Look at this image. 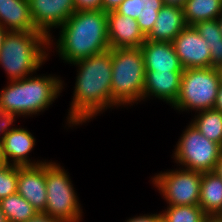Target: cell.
<instances>
[{
    "instance_id": "cell-10",
    "label": "cell",
    "mask_w": 222,
    "mask_h": 222,
    "mask_svg": "<svg viewBox=\"0 0 222 222\" xmlns=\"http://www.w3.org/2000/svg\"><path fill=\"white\" fill-rule=\"evenodd\" d=\"M32 21L51 41L50 28L63 25L75 12L74 0H28ZM49 30V31H48Z\"/></svg>"
},
{
    "instance_id": "cell-4",
    "label": "cell",
    "mask_w": 222,
    "mask_h": 222,
    "mask_svg": "<svg viewBox=\"0 0 222 222\" xmlns=\"http://www.w3.org/2000/svg\"><path fill=\"white\" fill-rule=\"evenodd\" d=\"M51 42L41 31H8L0 48V65L10 81H16L36 71L47 59ZM46 46V47H45Z\"/></svg>"
},
{
    "instance_id": "cell-38",
    "label": "cell",
    "mask_w": 222,
    "mask_h": 222,
    "mask_svg": "<svg viewBox=\"0 0 222 222\" xmlns=\"http://www.w3.org/2000/svg\"><path fill=\"white\" fill-rule=\"evenodd\" d=\"M0 222H8L7 217L1 210V207H0Z\"/></svg>"
},
{
    "instance_id": "cell-36",
    "label": "cell",
    "mask_w": 222,
    "mask_h": 222,
    "mask_svg": "<svg viewBox=\"0 0 222 222\" xmlns=\"http://www.w3.org/2000/svg\"><path fill=\"white\" fill-rule=\"evenodd\" d=\"M7 30L6 29H4L1 25H0V48L2 47V45H3V41H4V38H5V36H6V34H7Z\"/></svg>"
},
{
    "instance_id": "cell-8",
    "label": "cell",
    "mask_w": 222,
    "mask_h": 222,
    "mask_svg": "<svg viewBox=\"0 0 222 222\" xmlns=\"http://www.w3.org/2000/svg\"><path fill=\"white\" fill-rule=\"evenodd\" d=\"M175 149L174 159L187 170L212 172L222 153V147L204 137L191 123L183 132Z\"/></svg>"
},
{
    "instance_id": "cell-1",
    "label": "cell",
    "mask_w": 222,
    "mask_h": 222,
    "mask_svg": "<svg viewBox=\"0 0 222 222\" xmlns=\"http://www.w3.org/2000/svg\"><path fill=\"white\" fill-rule=\"evenodd\" d=\"M73 64L78 65L79 71L67 122L79 125L114 106L111 103L112 52L109 49Z\"/></svg>"
},
{
    "instance_id": "cell-7",
    "label": "cell",
    "mask_w": 222,
    "mask_h": 222,
    "mask_svg": "<svg viewBox=\"0 0 222 222\" xmlns=\"http://www.w3.org/2000/svg\"><path fill=\"white\" fill-rule=\"evenodd\" d=\"M69 175L54 162H45L47 205L44 213L62 222H80L82 209Z\"/></svg>"
},
{
    "instance_id": "cell-9",
    "label": "cell",
    "mask_w": 222,
    "mask_h": 222,
    "mask_svg": "<svg viewBox=\"0 0 222 222\" xmlns=\"http://www.w3.org/2000/svg\"><path fill=\"white\" fill-rule=\"evenodd\" d=\"M152 180L169 206L199 204L201 172L187 169L171 170L154 176Z\"/></svg>"
},
{
    "instance_id": "cell-28",
    "label": "cell",
    "mask_w": 222,
    "mask_h": 222,
    "mask_svg": "<svg viewBox=\"0 0 222 222\" xmlns=\"http://www.w3.org/2000/svg\"><path fill=\"white\" fill-rule=\"evenodd\" d=\"M211 61V68H218L222 66V44L209 45Z\"/></svg>"
},
{
    "instance_id": "cell-23",
    "label": "cell",
    "mask_w": 222,
    "mask_h": 222,
    "mask_svg": "<svg viewBox=\"0 0 222 222\" xmlns=\"http://www.w3.org/2000/svg\"><path fill=\"white\" fill-rule=\"evenodd\" d=\"M0 207L8 222H27L38 213V210L19 193L1 199Z\"/></svg>"
},
{
    "instance_id": "cell-35",
    "label": "cell",
    "mask_w": 222,
    "mask_h": 222,
    "mask_svg": "<svg viewBox=\"0 0 222 222\" xmlns=\"http://www.w3.org/2000/svg\"><path fill=\"white\" fill-rule=\"evenodd\" d=\"M213 172L222 178V153L219 157V160L216 163V166Z\"/></svg>"
},
{
    "instance_id": "cell-5",
    "label": "cell",
    "mask_w": 222,
    "mask_h": 222,
    "mask_svg": "<svg viewBox=\"0 0 222 222\" xmlns=\"http://www.w3.org/2000/svg\"><path fill=\"white\" fill-rule=\"evenodd\" d=\"M110 51L112 52L111 103L114 106H121L143 100L146 71L141 49L117 48Z\"/></svg>"
},
{
    "instance_id": "cell-19",
    "label": "cell",
    "mask_w": 222,
    "mask_h": 222,
    "mask_svg": "<svg viewBox=\"0 0 222 222\" xmlns=\"http://www.w3.org/2000/svg\"><path fill=\"white\" fill-rule=\"evenodd\" d=\"M163 6V0H124L115 11L123 16L137 19L140 30L147 36L153 29Z\"/></svg>"
},
{
    "instance_id": "cell-22",
    "label": "cell",
    "mask_w": 222,
    "mask_h": 222,
    "mask_svg": "<svg viewBox=\"0 0 222 222\" xmlns=\"http://www.w3.org/2000/svg\"><path fill=\"white\" fill-rule=\"evenodd\" d=\"M191 123L199 132L222 147V112L216 109L199 111Z\"/></svg>"
},
{
    "instance_id": "cell-29",
    "label": "cell",
    "mask_w": 222,
    "mask_h": 222,
    "mask_svg": "<svg viewBox=\"0 0 222 222\" xmlns=\"http://www.w3.org/2000/svg\"><path fill=\"white\" fill-rule=\"evenodd\" d=\"M126 222H163L161 213L133 217Z\"/></svg>"
},
{
    "instance_id": "cell-15",
    "label": "cell",
    "mask_w": 222,
    "mask_h": 222,
    "mask_svg": "<svg viewBox=\"0 0 222 222\" xmlns=\"http://www.w3.org/2000/svg\"><path fill=\"white\" fill-rule=\"evenodd\" d=\"M144 58L145 71L183 72L179 57L172 42L145 40L140 46Z\"/></svg>"
},
{
    "instance_id": "cell-24",
    "label": "cell",
    "mask_w": 222,
    "mask_h": 222,
    "mask_svg": "<svg viewBox=\"0 0 222 222\" xmlns=\"http://www.w3.org/2000/svg\"><path fill=\"white\" fill-rule=\"evenodd\" d=\"M163 222H199L204 212L199 205L168 206L161 214Z\"/></svg>"
},
{
    "instance_id": "cell-17",
    "label": "cell",
    "mask_w": 222,
    "mask_h": 222,
    "mask_svg": "<svg viewBox=\"0 0 222 222\" xmlns=\"http://www.w3.org/2000/svg\"><path fill=\"white\" fill-rule=\"evenodd\" d=\"M182 72L146 71L144 99L155 96L174 104L180 93Z\"/></svg>"
},
{
    "instance_id": "cell-40",
    "label": "cell",
    "mask_w": 222,
    "mask_h": 222,
    "mask_svg": "<svg viewBox=\"0 0 222 222\" xmlns=\"http://www.w3.org/2000/svg\"><path fill=\"white\" fill-rule=\"evenodd\" d=\"M3 157H2V137H0V164H3Z\"/></svg>"
},
{
    "instance_id": "cell-33",
    "label": "cell",
    "mask_w": 222,
    "mask_h": 222,
    "mask_svg": "<svg viewBox=\"0 0 222 222\" xmlns=\"http://www.w3.org/2000/svg\"><path fill=\"white\" fill-rule=\"evenodd\" d=\"M214 109L222 112V85L219 86Z\"/></svg>"
},
{
    "instance_id": "cell-3",
    "label": "cell",
    "mask_w": 222,
    "mask_h": 222,
    "mask_svg": "<svg viewBox=\"0 0 222 222\" xmlns=\"http://www.w3.org/2000/svg\"><path fill=\"white\" fill-rule=\"evenodd\" d=\"M62 82L54 76H28L11 81L0 92V109L13 122L15 116L44 111L61 93Z\"/></svg>"
},
{
    "instance_id": "cell-2",
    "label": "cell",
    "mask_w": 222,
    "mask_h": 222,
    "mask_svg": "<svg viewBox=\"0 0 222 222\" xmlns=\"http://www.w3.org/2000/svg\"><path fill=\"white\" fill-rule=\"evenodd\" d=\"M60 28L57 48L65 62L73 64L110 49L103 10L76 11Z\"/></svg>"
},
{
    "instance_id": "cell-42",
    "label": "cell",
    "mask_w": 222,
    "mask_h": 222,
    "mask_svg": "<svg viewBox=\"0 0 222 222\" xmlns=\"http://www.w3.org/2000/svg\"><path fill=\"white\" fill-rule=\"evenodd\" d=\"M199 222H207V215H205Z\"/></svg>"
},
{
    "instance_id": "cell-11",
    "label": "cell",
    "mask_w": 222,
    "mask_h": 222,
    "mask_svg": "<svg viewBox=\"0 0 222 222\" xmlns=\"http://www.w3.org/2000/svg\"><path fill=\"white\" fill-rule=\"evenodd\" d=\"M172 43L184 69L210 67L209 46L194 26H186Z\"/></svg>"
},
{
    "instance_id": "cell-14",
    "label": "cell",
    "mask_w": 222,
    "mask_h": 222,
    "mask_svg": "<svg viewBox=\"0 0 222 222\" xmlns=\"http://www.w3.org/2000/svg\"><path fill=\"white\" fill-rule=\"evenodd\" d=\"M17 193L31 205L44 212L47 205L45 163L37 166H18Z\"/></svg>"
},
{
    "instance_id": "cell-27",
    "label": "cell",
    "mask_w": 222,
    "mask_h": 222,
    "mask_svg": "<svg viewBox=\"0 0 222 222\" xmlns=\"http://www.w3.org/2000/svg\"><path fill=\"white\" fill-rule=\"evenodd\" d=\"M76 11L102 10V0H74Z\"/></svg>"
},
{
    "instance_id": "cell-13",
    "label": "cell",
    "mask_w": 222,
    "mask_h": 222,
    "mask_svg": "<svg viewBox=\"0 0 222 222\" xmlns=\"http://www.w3.org/2000/svg\"><path fill=\"white\" fill-rule=\"evenodd\" d=\"M107 27L110 49L140 48L146 40L137 19L123 16L116 11L107 13Z\"/></svg>"
},
{
    "instance_id": "cell-16",
    "label": "cell",
    "mask_w": 222,
    "mask_h": 222,
    "mask_svg": "<svg viewBox=\"0 0 222 222\" xmlns=\"http://www.w3.org/2000/svg\"><path fill=\"white\" fill-rule=\"evenodd\" d=\"M186 26L183 8L164 5L158 13L153 29L146 36V40L172 42Z\"/></svg>"
},
{
    "instance_id": "cell-41",
    "label": "cell",
    "mask_w": 222,
    "mask_h": 222,
    "mask_svg": "<svg viewBox=\"0 0 222 222\" xmlns=\"http://www.w3.org/2000/svg\"><path fill=\"white\" fill-rule=\"evenodd\" d=\"M219 79H220V85H222V66L217 68Z\"/></svg>"
},
{
    "instance_id": "cell-6",
    "label": "cell",
    "mask_w": 222,
    "mask_h": 222,
    "mask_svg": "<svg viewBox=\"0 0 222 222\" xmlns=\"http://www.w3.org/2000/svg\"><path fill=\"white\" fill-rule=\"evenodd\" d=\"M219 86L220 79L216 68L184 69L180 93L172 106L179 111L214 109Z\"/></svg>"
},
{
    "instance_id": "cell-18",
    "label": "cell",
    "mask_w": 222,
    "mask_h": 222,
    "mask_svg": "<svg viewBox=\"0 0 222 222\" xmlns=\"http://www.w3.org/2000/svg\"><path fill=\"white\" fill-rule=\"evenodd\" d=\"M0 25L7 31H39L32 21L28 0H0Z\"/></svg>"
},
{
    "instance_id": "cell-20",
    "label": "cell",
    "mask_w": 222,
    "mask_h": 222,
    "mask_svg": "<svg viewBox=\"0 0 222 222\" xmlns=\"http://www.w3.org/2000/svg\"><path fill=\"white\" fill-rule=\"evenodd\" d=\"M198 205L207 216H216L222 212V178L213 171L201 173Z\"/></svg>"
},
{
    "instance_id": "cell-39",
    "label": "cell",
    "mask_w": 222,
    "mask_h": 222,
    "mask_svg": "<svg viewBox=\"0 0 222 222\" xmlns=\"http://www.w3.org/2000/svg\"><path fill=\"white\" fill-rule=\"evenodd\" d=\"M220 28V32L222 34V13L218 16V18L216 19Z\"/></svg>"
},
{
    "instance_id": "cell-25",
    "label": "cell",
    "mask_w": 222,
    "mask_h": 222,
    "mask_svg": "<svg viewBox=\"0 0 222 222\" xmlns=\"http://www.w3.org/2000/svg\"><path fill=\"white\" fill-rule=\"evenodd\" d=\"M18 166L0 164V200L17 193Z\"/></svg>"
},
{
    "instance_id": "cell-30",
    "label": "cell",
    "mask_w": 222,
    "mask_h": 222,
    "mask_svg": "<svg viewBox=\"0 0 222 222\" xmlns=\"http://www.w3.org/2000/svg\"><path fill=\"white\" fill-rule=\"evenodd\" d=\"M27 222H62L60 219H56L44 212H38L33 218Z\"/></svg>"
},
{
    "instance_id": "cell-32",
    "label": "cell",
    "mask_w": 222,
    "mask_h": 222,
    "mask_svg": "<svg viewBox=\"0 0 222 222\" xmlns=\"http://www.w3.org/2000/svg\"><path fill=\"white\" fill-rule=\"evenodd\" d=\"M11 122V120L2 112L0 109V133H4L6 126Z\"/></svg>"
},
{
    "instance_id": "cell-34",
    "label": "cell",
    "mask_w": 222,
    "mask_h": 222,
    "mask_svg": "<svg viewBox=\"0 0 222 222\" xmlns=\"http://www.w3.org/2000/svg\"><path fill=\"white\" fill-rule=\"evenodd\" d=\"M186 0H163L164 5L178 6L183 8Z\"/></svg>"
},
{
    "instance_id": "cell-31",
    "label": "cell",
    "mask_w": 222,
    "mask_h": 222,
    "mask_svg": "<svg viewBox=\"0 0 222 222\" xmlns=\"http://www.w3.org/2000/svg\"><path fill=\"white\" fill-rule=\"evenodd\" d=\"M124 0H102V10L106 13L115 11Z\"/></svg>"
},
{
    "instance_id": "cell-12",
    "label": "cell",
    "mask_w": 222,
    "mask_h": 222,
    "mask_svg": "<svg viewBox=\"0 0 222 222\" xmlns=\"http://www.w3.org/2000/svg\"><path fill=\"white\" fill-rule=\"evenodd\" d=\"M13 123L11 121L5 128L2 136V157L3 162L20 167L24 166H37L45 162H30L28 160L29 153L35 146V138L32 134L24 128H9ZM10 158L13 161L10 163Z\"/></svg>"
},
{
    "instance_id": "cell-21",
    "label": "cell",
    "mask_w": 222,
    "mask_h": 222,
    "mask_svg": "<svg viewBox=\"0 0 222 222\" xmlns=\"http://www.w3.org/2000/svg\"><path fill=\"white\" fill-rule=\"evenodd\" d=\"M183 13L187 26L217 19L222 13V0H186Z\"/></svg>"
},
{
    "instance_id": "cell-26",
    "label": "cell",
    "mask_w": 222,
    "mask_h": 222,
    "mask_svg": "<svg viewBox=\"0 0 222 222\" xmlns=\"http://www.w3.org/2000/svg\"><path fill=\"white\" fill-rule=\"evenodd\" d=\"M194 28L206 40L208 46L222 44V34L216 19L198 22Z\"/></svg>"
},
{
    "instance_id": "cell-37",
    "label": "cell",
    "mask_w": 222,
    "mask_h": 222,
    "mask_svg": "<svg viewBox=\"0 0 222 222\" xmlns=\"http://www.w3.org/2000/svg\"><path fill=\"white\" fill-rule=\"evenodd\" d=\"M207 222H222V218L219 215L207 216Z\"/></svg>"
}]
</instances>
